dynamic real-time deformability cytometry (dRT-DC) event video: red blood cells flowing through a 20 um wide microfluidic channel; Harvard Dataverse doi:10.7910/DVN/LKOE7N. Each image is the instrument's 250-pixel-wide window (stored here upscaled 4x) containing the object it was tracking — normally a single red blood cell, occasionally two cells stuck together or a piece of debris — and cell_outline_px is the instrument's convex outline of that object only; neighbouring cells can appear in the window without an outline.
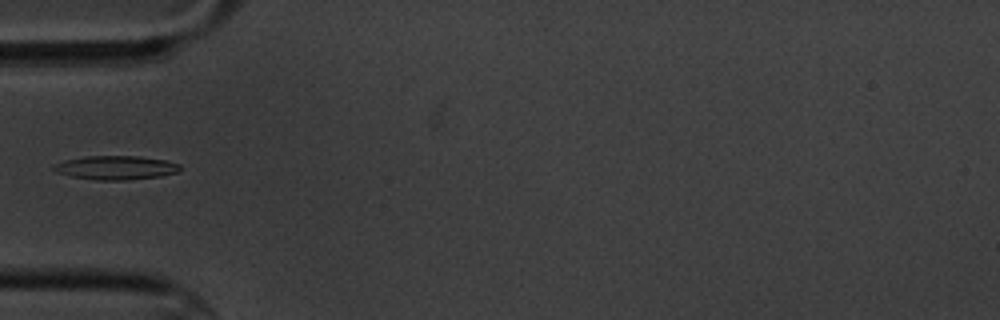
{"species": "common noctule bat (a hibernating species)", "species_latin": "Nyctalus noctula", "temperature_condition": "cold", "stored_images_in_passage": 13, "camera_frame_rate_fps": 3000, "um_per_image_px": 0.085, "animal": {"sex": "male", "body_mass_g": 20.1, "forearm_length_mm": 53.5}, "frame": {"image": 1, "passage_image": 5, "time_ms": 5.667, "image_size_px": [1000, 320], "cell_outline_px": [[180, 168], [176, 172], [160, 176], [128, 180], [96, 180], [72, 176], [56, 172], [52, 168], [52, 164], [64, 160], [84, 156], [140, 156], [164, 160], [180, 164]], "centroid_in_image_um": [9.8, 14.24], "position_along_channel_um": 75.2, "area_um2": 17.57}}
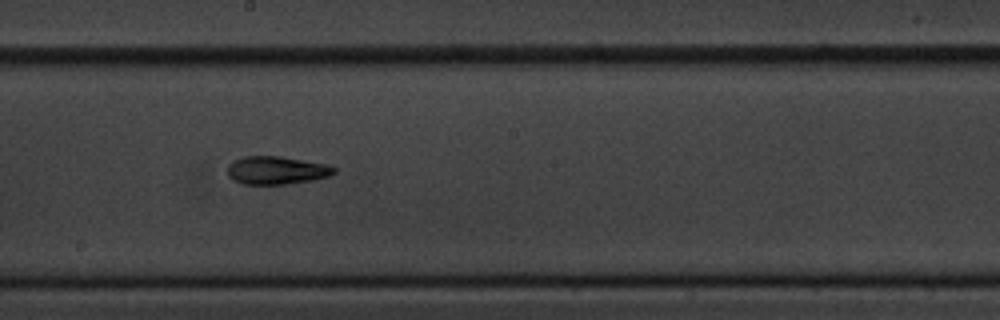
{"frame": {"image": 2, "passage_image": 9, "time_ms": 10.0, "image_size_px": [1000, 320], "cell_outline_px": [[336, 172], [328, 176], [312, 180], [284, 184], [240, 184], [232, 180], [228, 176], [228, 164], [232, 160], [244, 156], [280, 156], [328, 164], [336, 168]], "centroid_in_image_um": [23.47, 14.47], "position_along_channel_um": 224.7, "area_um2": 17.57}}
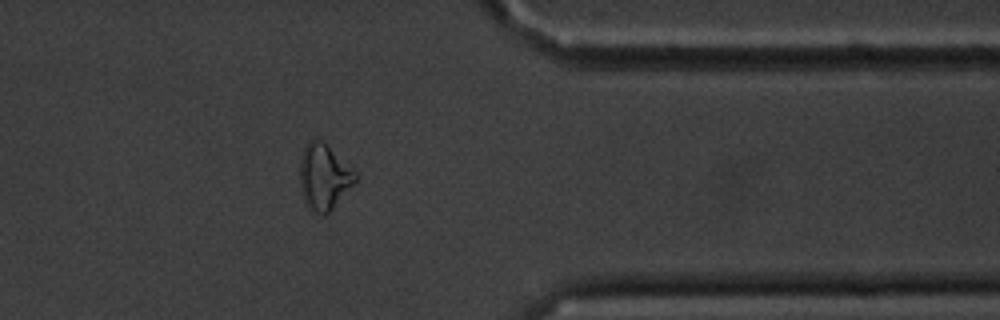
{"frame": {"image": 3, "passage_image": 13, "time_ms": 15.0, "image_size_px": [1000, 320], "cell_outline_px": [[356, 180], [332, 208], [324, 216], [316, 216], [308, 208], [304, 200], [300, 188], [300, 156], [308, 140], [316, 136], [328, 144], [356, 172]], "centroid_in_image_um": [27.49, 15.0], "position_along_channel_um": 383.9, "area_um2": 21.5}, "authors_computed_cell_mechanics": {"area_um2": 17.2244, "velocity_mm_per_s": 3.4303, "shape_relaxation_time_tau1_ms": 7.8294, "shape_relaxation_time_tau2_ms": 8.6452, "deformation_change_tau1": 0.1679, "deformation_change_tau2": 0.2018}}